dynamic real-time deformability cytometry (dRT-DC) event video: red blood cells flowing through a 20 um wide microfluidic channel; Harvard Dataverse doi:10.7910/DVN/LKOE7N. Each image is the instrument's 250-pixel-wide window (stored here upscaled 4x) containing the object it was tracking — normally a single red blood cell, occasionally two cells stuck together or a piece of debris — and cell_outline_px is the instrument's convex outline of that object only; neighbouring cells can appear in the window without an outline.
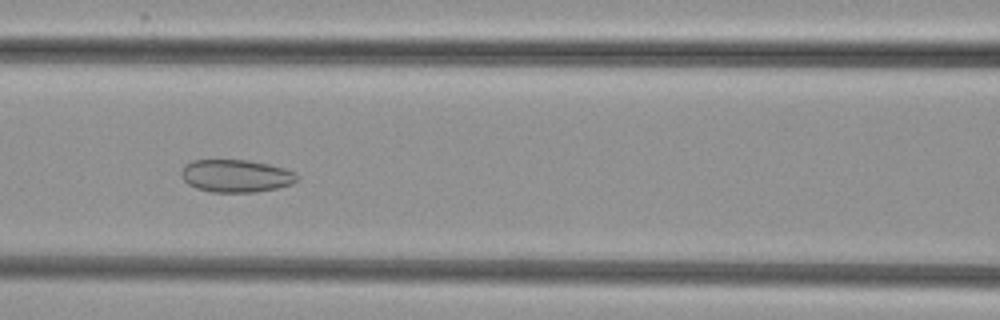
{"species": "common noctule bat (a hibernating species)", "species_latin": "Nyctalus noctula", "temperature_condition": "cold", "stored_images_in_passage": 9, "camera_frame_rate_fps": 3000, "um_per_image_px": 0.085, "animal": {"sex": "female", "body_mass_g": 29.2, "forearm_length_mm": 56.3}, "frame": {"image": 1, "passage_image": 7, "time_ms": 7.0, "image_size_px": [1000, 320], "cell_outline_px": [[300, 176], [292, 184], [276, 188], [256, 192], [212, 192], [196, 188], [188, 184], [180, 176], [180, 172], [184, 164], [192, 160], [248, 160], [268, 164], [284, 168], [296, 172]], "centroid_in_image_um": [20.04, 14.94], "position_along_channel_um": 146.6, "area_um2": 22.2}}
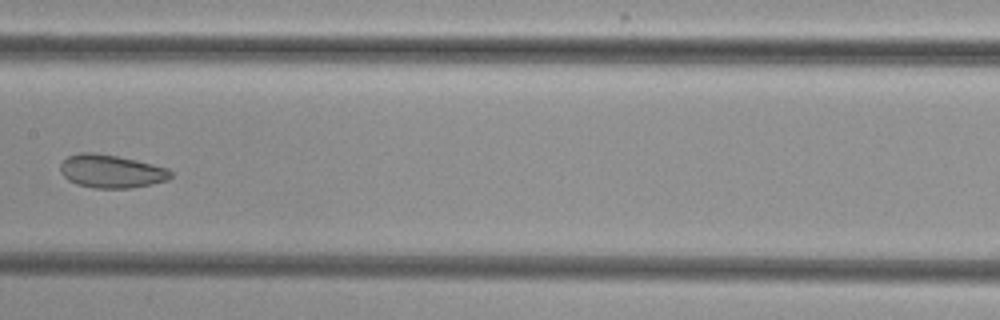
{"frame": {"image": 2, "passage_image": 8, "time_ms": 8.333, "image_size_px": [1000, 320], "cell_outline_px": [[172, 176], [168, 180], [152, 184], [132, 188], [92, 188], [76, 184], [68, 180], [60, 172], [60, 164], [68, 156], [80, 152], [92, 152], [116, 156], [136, 160], [168, 168], [172, 172]], "centroid_in_image_um": [9.45, 14.57], "position_along_channel_um": 197.9, "area_um2": 21.44}}
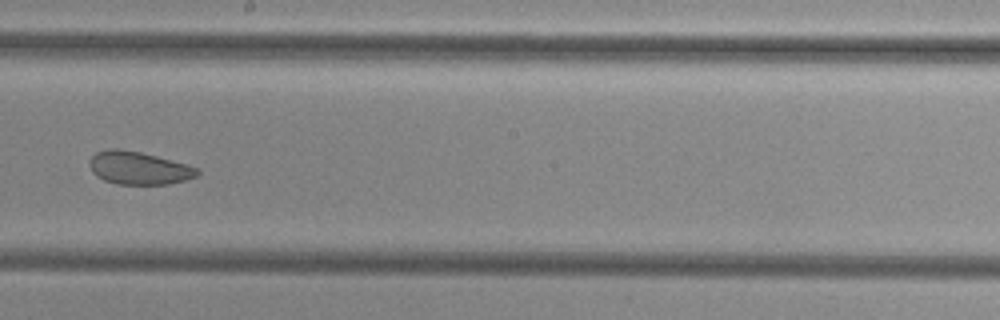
{"frame": {"image": 3, "passage_image": 9, "time_ms": 9.333, "image_size_px": [1000, 320], "cell_outline_px": [[200, 172], [196, 176], [184, 180], [168, 184], [116, 184], [104, 180], [96, 176], [92, 172], [88, 164], [88, 160], [96, 152], [108, 148], [120, 148], [140, 152], [188, 164], [200, 168]], "centroid_in_image_um": [11.77, 14.27], "position_along_channel_um": 236.4, "area_um2": 20.87}}